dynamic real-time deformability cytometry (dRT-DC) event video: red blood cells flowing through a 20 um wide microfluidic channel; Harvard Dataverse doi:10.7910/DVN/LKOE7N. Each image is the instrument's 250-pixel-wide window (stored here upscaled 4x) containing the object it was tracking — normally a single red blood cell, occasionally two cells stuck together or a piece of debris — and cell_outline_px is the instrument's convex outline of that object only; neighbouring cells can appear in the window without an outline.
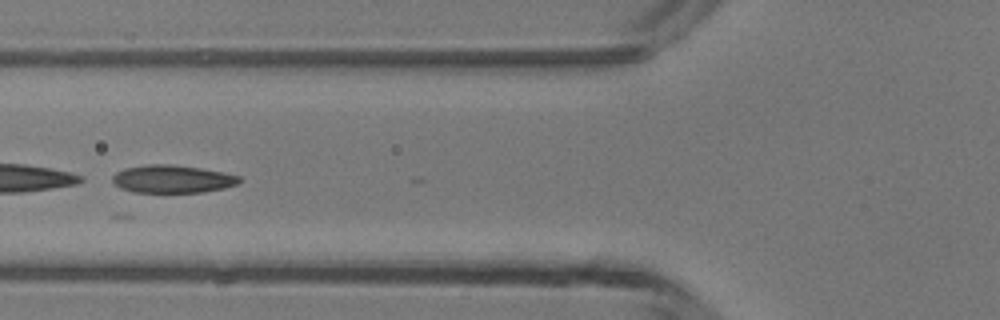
{"species": "common noctule bat (a hibernating species)", "species_latin": "Nyctalus noctula", "temperature_condition": "room temperature", "stored_images_in_passage": 25, "camera_frame_rate_fps": 3000, "um_per_image_px": 0.085, "animal": {"sex": "male", "body_mass_g": 13.3}, "frame": {"image": 1, "passage_image": 14, "time_ms": 4.333, "image_size_px": [1000, 320], "cell_outline_px": [[240, 180], [236, 184], [224, 188], [204, 192], [132, 192], [120, 188], [112, 180], [112, 176], [116, 172], [124, 168], [148, 164], [172, 164], [200, 168], [224, 172], [240, 176]], "centroid_in_image_um": [14.64, 15.21], "position_along_channel_um": 111.2, "area_um2": 20.58}}
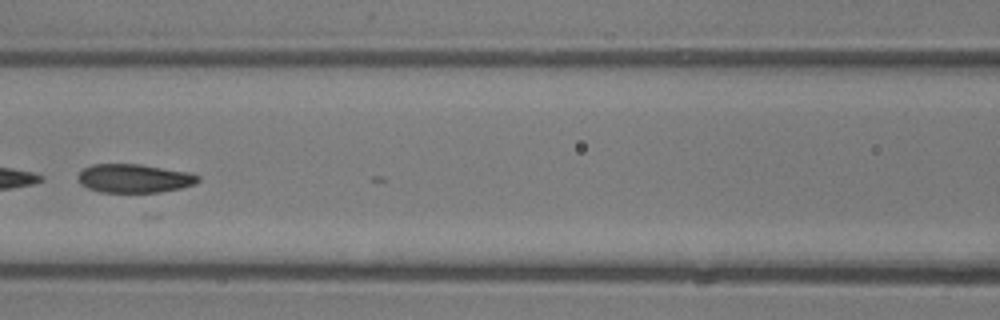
{"frame": {"image": 2, "passage_image": 17, "time_ms": 5.333, "image_size_px": [1000, 320], "cell_outline_px": [[200, 180], [196, 184], [180, 188], [160, 192], [100, 192], [88, 188], [80, 184], [76, 176], [84, 168], [92, 164], [140, 164], [188, 172], [200, 176]], "centroid_in_image_um": [11.4, 15.16], "position_along_channel_um": 155.2, "area_um2": 20.11}}